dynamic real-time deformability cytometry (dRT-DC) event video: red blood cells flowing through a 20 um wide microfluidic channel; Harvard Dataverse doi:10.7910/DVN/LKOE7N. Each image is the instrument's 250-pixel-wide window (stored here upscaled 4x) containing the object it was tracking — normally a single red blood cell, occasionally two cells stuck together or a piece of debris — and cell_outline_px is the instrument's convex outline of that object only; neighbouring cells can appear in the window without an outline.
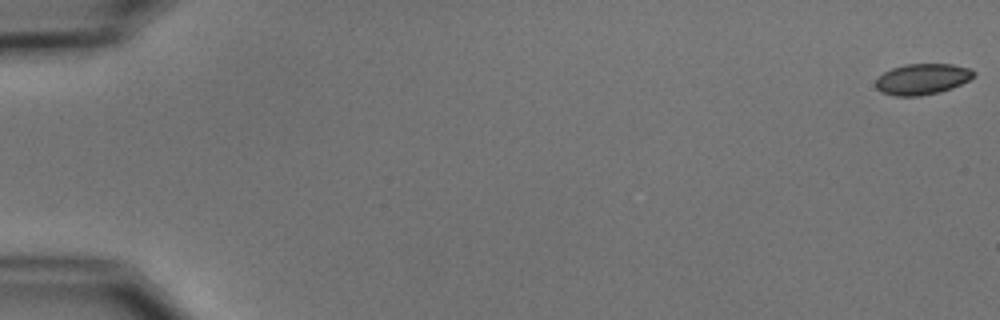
{"species": "common noctule bat (a hibernating species)", "species_latin": "Nyctalus noctula", "temperature_condition": "cold", "stored_images_in_passage": 6, "camera_frame_rate_fps": 3000, "um_per_image_px": 0.085, "animal": {"sex": "male", "body_mass_g": 15.6}, "frame": {"image": 1, "passage_image": 1, "time_ms": 0.0, "image_size_px": [1000, 320], "cell_outline_px": [[976, 76], [952, 88], [940, 92], [920, 96], [896, 96], [880, 92], [876, 88], [876, 80], [884, 72], [892, 68], [904, 64], [952, 64], [972, 68], [976, 72]], "centroid_in_image_um": [78.42, 6.72], "position_along_channel_um": 6.6, "area_um2": 17.8}}
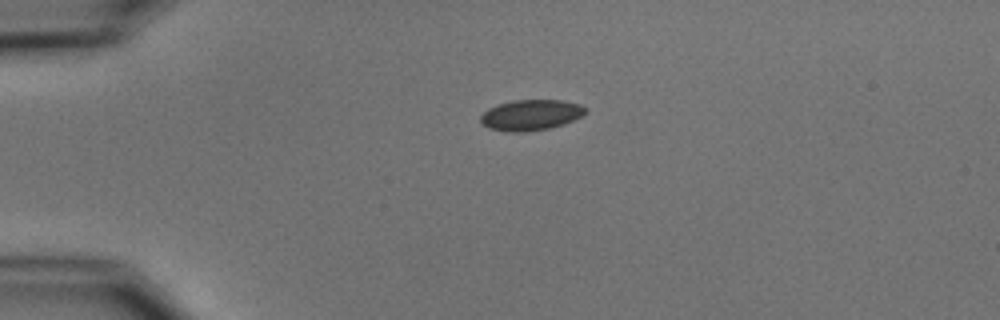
{"frame": {"image": 2, "passage_image": 4, "time_ms": 4.333, "image_size_px": [1000, 320], "cell_outline_px": [[588, 112], [564, 124], [548, 128], [524, 132], [504, 132], [488, 128], [480, 120], [480, 116], [488, 108], [496, 104], [512, 100], [564, 100], [580, 104], [588, 108]], "centroid_in_image_um": [45.12, 9.77], "position_along_channel_um": 39.9, "area_um2": 18.96}}